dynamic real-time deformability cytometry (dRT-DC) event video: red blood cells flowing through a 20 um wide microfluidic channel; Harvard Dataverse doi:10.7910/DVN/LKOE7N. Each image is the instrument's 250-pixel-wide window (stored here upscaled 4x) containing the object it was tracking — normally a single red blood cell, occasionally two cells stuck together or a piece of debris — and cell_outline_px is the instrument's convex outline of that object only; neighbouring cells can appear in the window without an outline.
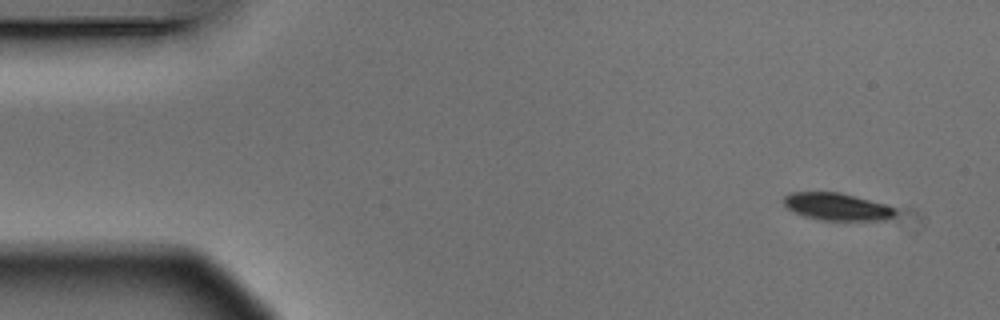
{"species": "Egyptian fruit bat (a non-hibernating species)", "species_latin": "Rousettus aegyptiacus", "temperature_condition": "warm", "stored_images_in_passage": 4, "camera_frame_rate_fps": 3000, "um_per_image_px": 0.085, "animal": {"sex": "male"}, "frame": {"image": 1, "passage_image": 1, "time_ms": 0.0, "image_size_px": [1000, 320], "cell_outline_px": [[896, 212], [888, 220], [820, 220], [804, 216], [788, 208], [784, 204], [784, 196], [792, 192], [840, 192], [884, 204], [896, 208]], "centroid_in_image_um": [71.15, 17.57], "position_along_channel_um": 13.9, "area_um2": 17.63}}
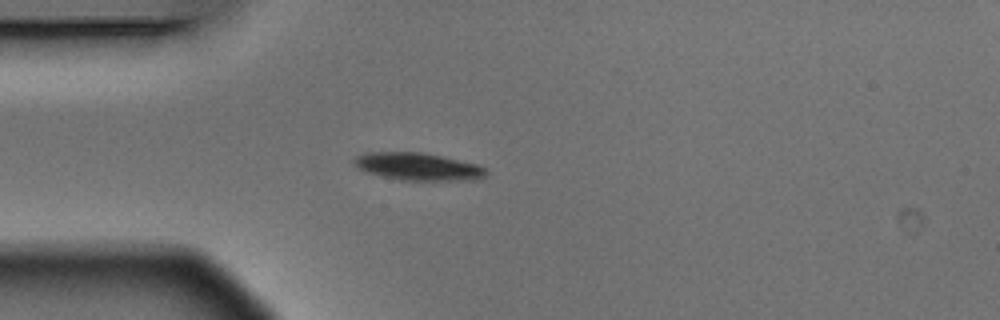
{"frame": {"image": 2, "passage_image": 4, "time_ms": 1.0, "image_size_px": [1000, 320], "cell_outline_px": [[488, 172], [484, 176], [476, 180], [400, 180], [380, 176], [364, 172], [352, 160], [356, 156], [368, 152], [420, 152], [444, 156], [480, 164]], "centroid_in_image_um": [35.56, 14.16], "position_along_channel_um": 49.4, "area_um2": 21.33}}